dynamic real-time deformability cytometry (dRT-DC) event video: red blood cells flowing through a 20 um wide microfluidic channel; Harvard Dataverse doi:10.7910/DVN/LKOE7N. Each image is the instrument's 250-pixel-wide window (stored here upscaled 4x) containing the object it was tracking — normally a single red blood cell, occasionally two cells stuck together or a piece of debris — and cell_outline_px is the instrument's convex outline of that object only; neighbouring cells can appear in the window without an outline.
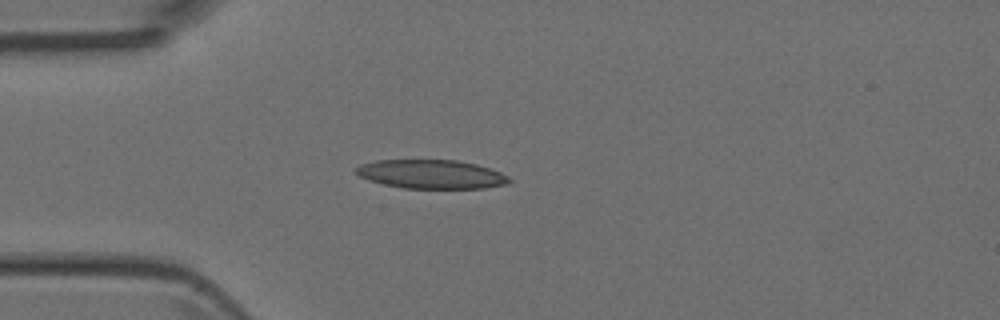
{"species": "Egyptian fruit bat (a non-hibernating species)", "species_latin": "Rousettus aegyptiacus", "temperature_condition": "room temperature", "stored_images_in_passage": 3, "camera_frame_rate_fps": 3000, "um_per_image_px": 0.085, "animal": {"sex": "female"}, "frame": {"image": 1, "passage_image": 3, "time_ms": 2.333, "image_size_px": [1000, 320], "cell_outline_px": [[512, 180], [508, 184], [484, 188], [404, 188], [384, 184], [368, 180], [352, 172], [360, 164], [376, 160], [456, 160], [476, 164], [500, 172], [508, 176]], "centroid_in_image_um": [36.64, 14.8], "position_along_channel_um": 48.4, "area_um2": 25.78}}